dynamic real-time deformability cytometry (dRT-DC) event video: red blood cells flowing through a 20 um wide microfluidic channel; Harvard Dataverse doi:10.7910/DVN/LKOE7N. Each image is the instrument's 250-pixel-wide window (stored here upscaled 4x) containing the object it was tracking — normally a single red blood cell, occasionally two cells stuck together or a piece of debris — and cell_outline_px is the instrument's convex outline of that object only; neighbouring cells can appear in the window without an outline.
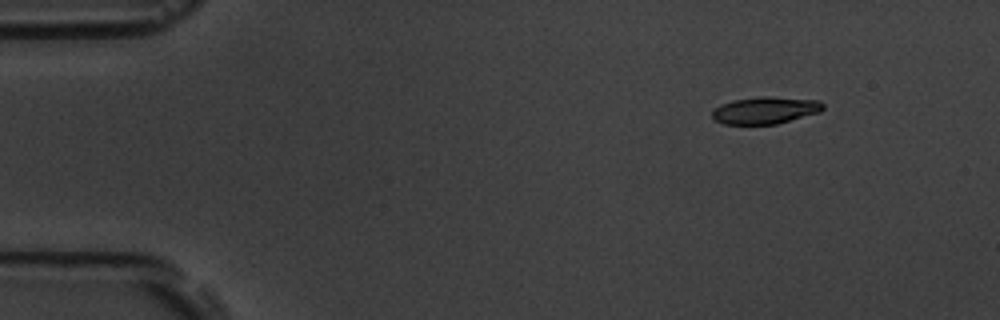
{"species": "common noctule bat (a hibernating species)", "species_latin": "Nyctalus noctula", "temperature_condition": "room temperature", "stored_images_in_passage": 5, "camera_frame_rate_fps": 3000, "um_per_image_px": 0.085, "animal": {"sex": "male", "body_mass_g": 19.5, "forearm_length_mm": 54.6}, "frame": {"image": 1, "passage_image": 1, "time_ms": 0.0, "image_size_px": [1000, 320], "cell_outline_px": [[824, 108], [820, 112], [776, 124], [724, 124], [712, 120], [712, 112], [720, 104], [732, 100], [760, 96], [768, 96], [820, 100], [824, 104]], "centroid_in_image_um": [65.04, 9.37], "position_along_channel_um": 20.0, "area_um2": 17.63}}
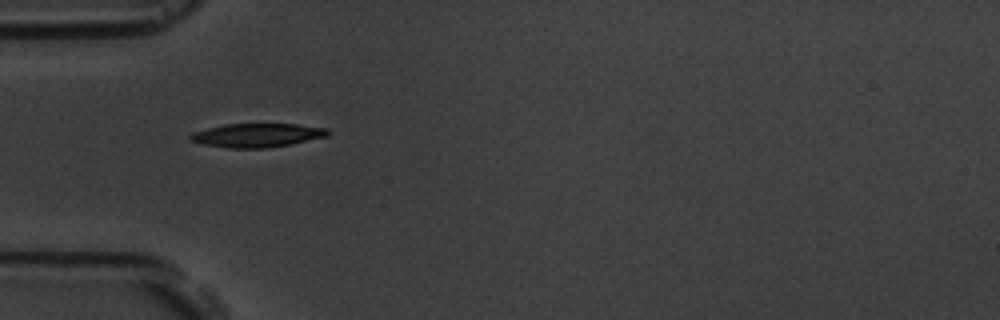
{"frame": {"image": 2, "passage_image": 4, "time_ms": 3.667, "image_size_px": [1000, 320], "cell_outline_px": [[332, 132], [328, 136], [268, 148], [228, 148], [204, 144], [188, 140], [188, 136], [192, 132], [224, 124], [296, 124], [328, 128]], "centroid_in_image_um": [21.85, 11.49], "position_along_channel_um": 63.2, "area_um2": 19.07}}
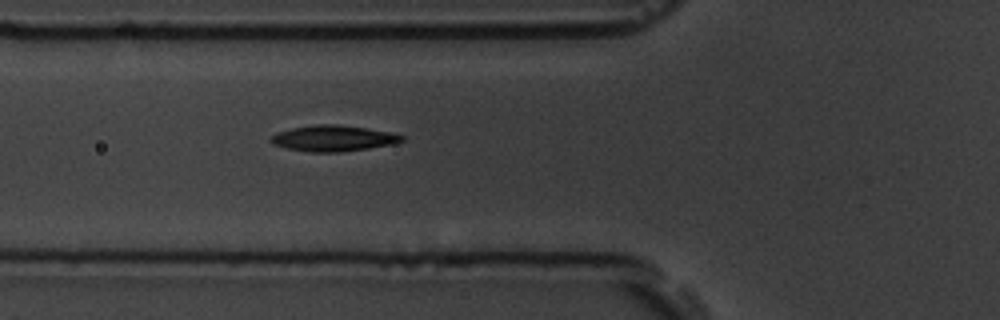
{"frame": {"image": 3, "passage_image": 5, "time_ms": 4.667, "image_size_px": [1000, 320], "cell_outline_px": [[404, 140], [392, 144], [368, 148], [340, 152], [312, 152], [288, 148], [272, 144], [268, 140], [276, 132], [292, 128], [316, 124], [336, 124], [364, 128], [388, 132], [404, 136]], "centroid_in_image_um": [28.28, 11.75], "position_along_channel_um": 97.5, "area_um2": 19.54}}